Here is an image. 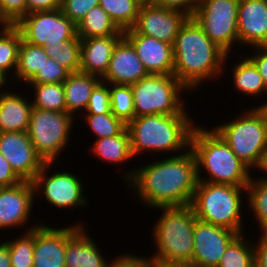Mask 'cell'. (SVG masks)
Here are the masks:
<instances>
[{
    "mask_svg": "<svg viewBox=\"0 0 267 267\" xmlns=\"http://www.w3.org/2000/svg\"><path fill=\"white\" fill-rule=\"evenodd\" d=\"M124 170V182L136 199L150 209L190 205L198 183L193 151L157 159L139 168Z\"/></svg>",
    "mask_w": 267,
    "mask_h": 267,
    "instance_id": "6da1fadb",
    "label": "cell"
},
{
    "mask_svg": "<svg viewBox=\"0 0 267 267\" xmlns=\"http://www.w3.org/2000/svg\"><path fill=\"white\" fill-rule=\"evenodd\" d=\"M173 56V75L192 92L200 90L207 80L215 81L224 72L227 74L225 65L232 57L211 41L193 17L180 28L173 44Z\"/></svg>",
    "mask_w": 267,
    "mask_h": 267,
    "instance_id": "7a4b0ae2",
    "label": "cell"
},
{
    "mask_svg": "<svg viewBox=\"0 0 267 267\" xmlns=\"http://www.w3.org/2000/svg\"><path fill=\"white\" fill-rule=\"evenodd\" d=\"M196 122L189 115L155 114L135 117L127 125L134 159L145 152L154 155L157 152L164 153L168 156L170 153L173 156L187 151Z\"/></svg>",
    "mask_w": 267,
    "mask_h": 267,
    "instance_id": "3957f363",
    "label": "cell"
},
{
    "mask_svg": "<svg viewBox=\"0 0 267 267\" xmlns=\"http://www.w3.org/2000/svg\"><path fill=\"white\" fill-rule=\"evenodd\" d=\"M200 126L194 127L190 138V148L197 162L198 181L247 186L251 170L213 129ZM202 171L208 175L204 177Z\"/></svg>",
    "mask_w": 267,
    "mask_h": 267,
    "instance_id": "277c9868",
    "label": "cell"
},
{
    "mask_svg": "<svg viewBox=\"0 0 267 267\" xmlns=\"http://www.w3.org/2000/svg\"><path fill=\"white\" fill-rule=\"evenodd\" d=\"M160 211L154 222L152 238L156 252L151 255L170 262L189 263L194 249V226L197 220L191 205L158 207Z\"/></svg>",
    "mask_w": 267,
    "mask_h": 267,
    "instance_id": "5b68a950",
    "label": "cell"
},
{
    "mask_svg": "<svg viewBox=\"0 0 267 267\" xmlns=\"http://www.w3.org/2000/svg\"><path fill=\"white\" fill-rule=\"evenodd\" d=\"M246 187L198 181L190 204L196 218L231 229L238 234L245 233V226H242V210L245 207L242 206L246 203Z\"/></svg>",
    "mask_w": 267,
    "mask_h": 267,
    "instance_id": "8992f818",
    "label": "cell"
},
{
    "mask_svg": "<svg viewBox=\"0 0 267 267\" xmlns=\"http://www.w3.org/2000/svg\"><path fill=\"white\" fill-rule=\"evenodd\" d=\"M214 126L213 130L251 171L259 169L267 153V124L254 106Z\"/></svg>",
    "mask_w": 267,
    "mask_h": 267,
    "instance_id": "52a82bcc",
    "label": "cell"
},
{
    "mask_svg": "<svg viewBox=\"0 0 267 267\" xmlns=\"http://www.w3.org/2000/svg\"><path fill=\"white\" fill-rule=\"evenodd\" d=\"M131 90L135 117L155 114L189 115L182 94L191 92L173 74H149L131 85Z\"/></svg>",
    "mask_w": 267,
    "mask_h": 267,
    "instance_id": "ba28073f",
    "label": "cell"
},
{
    "mask_svg": "<svg viewBox=\"0 0 267 267\" xmlns=\"http://www.w3.org/2000/svg\"><path fill=\"white\" fill-rule=\"evenodd\" d=\"M67 112L32 107L27 133L36 152L45 162H56L68 147L74 120Z\"/></svg>",
    "mask_w": 267,
    "mask_h": 267,
    "instance_id": "9c48e42d",
    "label": "cell"
},
{
    "mask_svg": "<svg viewBox=\"0 0 267 267\" xmlns=\"http://www.w3.org/2000/svg\"><path fill=\"white\" fill-rule=\"evenodd\" d=\"M240 0H200L192 17L204 33L227 54L238 38V7ZM231 50V51H230Z\"/></svg>",
    "mask_w": 267,
    "mask_h": 267,
    "instance_id": "30bf717a",
    "label": "cell"
},
{
    "mask_svg": "<svg viewBox=\"0 0 267 267\" xmlns=\"http://www.w3.org/2000/svg\"><path fill=\"white\" fill-rule=\"evenodd\" d=\"M53 165L54 162H46L32 181L35 198L36 194L42 195L46 203L60 211L64 208L75 210L87 206L90 201L84 194V180H81L80 175L73 171L68 172L67 169L66 171L54 170L52 174L51 172L48 174L51 171L50 168L54 169Z\"/></svg>",
    "mask_w": 267,
    "mask_h": 267,
    "instance_id": "8fae6325",
    "label": "cell"
},
{
    "mask_svg": "<svg viewBox=\"0 0 267 267\" xmlns=\"http://www.w3.org/2000/svg\"><path fill=\"white\" fill-rule=\"evenodd\" d=\"M15 26L22 40L44 48L64 40L80 39L76 24L63 14L61 8L26 14Z\"/></svg>",
    "mask_w": 267,
    "mask_h": 267,
    "instance_id": "7c38bea8",
    "label": "cell"
},
{
    "mask_svg": "<svg viewBox=\"0 0 267 267\" xmlns=\"http://www.w3.org/2000/svg\"><path fill=\"white\" fill-rule=\"evenodd\" d=\"M190 16L183 11L142 3L136 21L124 33H138L173 45L182 25Z\"/></svg>",
    "mask_w": 267,
    "mask_h": 267,
    "instance_id": "4fadbf2b",
    "label": "cell"
},
{
    "mask_svg": "<svg viewBox=\"0 0 267 267\" xmlns=\"http://www.w3.org/2000/svg\"><path fill=\"white\" fill-rule=\"evenodd\" d=\"M237 235L238 233L231 229L197 219L190 264L193 267H217L227 246Z\"/></svg>",
    "mask_w": 267,
    "mask_h": 267,
    "instance_id": "5bb4252c",
    "label": "cell"
},
{
    "mask_svg": "<svg viewBox=\"0 0 267 267\" xmlns=\"http://www.w3.org/2000/svg\"><path fill=\"white\" fill-rule=\"evenodd\" d=\"M0 153L22 181L32 182L46 163L27 132H0Z\"/></svg>",
    "mask_w": 267,
    "mask_h": 267,
    "instance_id": "9a60e30c",
    "label": "cell"
},
{
    "mask_svg": "<svg viewBox=\"0 0 267 267\" xmlns=\"http://www.w3.org/2000/svg\"><path fill=\"white\" fill-rule=\"evenodd\" d=\"M34 198V187L30 181L0 187V230L23 228L31 217Z\"/></svg>",
    "mask_w": 267,
    "mask_h": 267,
    "instance_id": "2e32d148",
    "label": "cell"
},
{
    "mask_svg": "<svg viewBox=\"0 0 267 267\" xmlns=\"http://www.w3.org/2000/svg\"><path fill=\"white\" fill-rule=\"evenodd\" d=\"M84 223L80 222L67 226V244L65 252L66 267H110L97 242L89 236ZM101 251V252H100Z\"/></svg>",
    "mask_w": 267,
    "mask_h": 267,
    "instance_id": "e0dca14e",
    "label": "cell"
},
{
    "mask_svg": "<svg viewBox=\"0 0 267 267\" xmlns=\"http://www.w3.org/2000/svg\"><path fill=\"white\" fill-rule=\"evenodd\" d=\"M149 75L132 43L123 36L116 44L108 69L101 78L107 84L133 85Z\"/></svg>",
    "mask_w": 267,
    "mask_h": 267,
    "instance_id": "ac0fdd59",
    "label": "cell"
},
{
    "mask_svg": "<svg viewBox=\"0 0 267 267\" xmlns=\"http://www.w3.org/2000/svg\"><path fill=\"white\" fill-rule=\"evenodd\" d=\"M239 46L267 44V0H240L238 7ZM249 47V48H248Z\"/></svg>",
    "mask_w": 267,
    "mask_h": 267,
    "instance_id": "d6986e66",
    "label": "cell"
},
{
    "mask_svg": "<svg viewBox=\"0 0 267 267\" xmlns=\"http://www.w3.org/2000/svg\"><path fill=\"white\" fill-rule=\"evenodd\" d=\"M39 223L34 228V267H66L67 227H51L42 221Z\"/></svg>",
    "mask_w": 267,
    "mask_h": 267,
    "instance_id": "ffe728a7",
    "label": "cell"
},
{
    "mask_svg": "<svg viewBox=\"0 0 267 267\" xmlns=\"http://www.w3.org/2000/svg\"><path fill=\"white\" fill-rule=\"evenodd\" d=\"M124 36L134 46L149 74H173V45L138 33H124Z\"/></svg>",
    "mask_w": 267,
    "mask_h": 267,
    "instance_id": "44dd1931",
    "label": "cell"
},
{
    "mask_svg": "<svg viewBox=\"0 0 267 267\" xmlns=\"http://www.w3.org/2000/svg\"><path fill=\"white\" fill-rule=\"evenodd\" d=\"M123 36L82 39L79 71L102 78L108 69L113 50Z\"/></svg>",
    "mask_w": 267,
    "mask_h": 267,
    "instance_id": "7402d4cb",
    "label": "cell"
},
{
    "mask_svg": "<svg viewBox=\"0 0 267 267\" xmlns=\"http://www.w3.org/2000/svg\"><path fill=\"white\" fill-rule=\"evenodd\" d=\"M8 89L0 94V132H27L33 107L30 99Z\"/></svg>",
    "mask_w": 267,
    "mask_h": 267,
    "instance_id": "603a6c76",
    "label": "cell"
},
{
    "mask_svg": "<svg viewBox=\"0 0 267 267\" xmlns=\"http://www.w3.org/2000/svg\"><path fill=\"white\" fill-rule=\"evenodd\" d=\"M101 78L81 71L70 73L63 82L66 112L73 117L85 112L92 91L101 82ZM81 113H80V112Z\"/></svg>",
    "mask_w": 267,
    "mask_h": 267,
    "instance_id": "cb8c5ba5",
    "label": "cell"
},
{
    "mask_svg": "<svg viewBox=\"0 0 267 267\" xmlns=\"http://www.w3.org/2000/svg\"><path fill=\"white\" fill-rule=\"evenodd\" d=\"M94 156L108 163L125 164L134 157L131 152L130 134L127 127L117 136L99 138L91 146Z\"/></svg>",
    "mask_w": 267,
    "mask_h": 267,
    "instance_id": "d4e9b609",
    "label": "cell"
},
{
    "mask_svg": "<svg viewBox=\"0 0 267 267\" xmlns=\"http://www.w3.org/2000/svg\"><path fill=\"white\" fill-rule=\"evenodd\" d=\"M245 54H240V61L232 65V81L234 90L241 94L251 97L263 96L267 94V88L264 85L263 78L255 65L247 58ZM237 63V64H236Z\"/></svg>",
    "mask_w": 267,
    "mask_h": 267,
    "instance_id": "484cf974",
    "label": "cell"
},
{
    "mask_svg": "<svg viewBox=\"0 0 267 267\" xmlns=\"http://www.w3.org/2000/svg\"><path fill=\"white\" fill-rule=\"evenodd\" d=\"M76 26L77 36L81 40L91 37L124 35V32L116 26L100 5L93 7Z\"/></svg>",
    "mask_w": 267,
    "mask_h": 267,
    "instance_id": "4316f807",
    "label": "cell"
},
{
    "mask_svg": "<svg viewBox=\"0 0 267 267\" xmlns=\"http://www.w3.org/2000/svg\"><path fill=\"white\" fill-rule=\"evenodd\" d=\"M49 59L45 48L21 40L14 81L25 85L38 73L45 61Z\"/></svg>",
    "mask_w": 267,
    "mask_h": 267,
    "instance_id": "83f0119b",
    "label": "cell"
},
{
    "mask_svg": "<svg viewBox=\"0 0 267 267\" xmlns=\"http://www.w3.org/2000/svg\"><path fill=\"white\" fill-rule=\"evenodd\" d=\"M21 40V33L15 25L0 24V71L12 76L11 80L16 73Z\"/></svg>",
    "mask_w": 267,
    "mask_h": 267,
    "instance_id": "f1b7e54d",
    "label": "cell"
},
{
    "mask_svg": "<svg viewBox=\"0 0 267 267\" xmlns=\"http://www.w3.org/2000/svg\"><path fill=\"white\" fill-rule=\"evenodd\" d=\"M33 90L31 104L34 108L66 112L65 91L63 83H27ZM34 97V99H33Z\"/></svg>",
    "mask_w": 267,
    "mask_h": 267,
    "instance_id": "f546056e",
    "label": "cell"
},
{
    "mask_svg": "<svg viewBox=\"0 0 267 267\" xmlns=\"http://www.w3.org/2000/svg\"><path fill=\"white\" fill-rule=\"evenodd\" d=\"M246 204L250 211L254 213V218L259 227L258 231L267 229V180L261 176L253 178L246 187Z\"/></svg>",
    "mask_w": 267,
    "mask_h": 267,
    "instance_id": "4dcf8cb0",
    "label": "cell"
},
{
    "mask_svg": "<svg viewBox=\"0 0 267 267\" xmlns=\"http://www.w3.org/2000/svg\"><path fill=\"white\" fill-rule=\"evenodd\" d=\"M249 239L244 233L238 234L227 246L217 267H254V244Z\"/></svg>",
    "mask_w": 267,
    "mask_h": 267,
    "instance_id": "1f68e13d",
    "label": "cell"
},
{
    "mask_svg": "<svg viewBox=\"0 0 267 267\" xmlns=\"http://www.w3.org/2000/svg\"><path fill=\"white\" fill-rule=\"evenodd\" d=\"M141 4L140 0H99V5L123 32L134 25Z\"/></svg>",
    "mask_w": 267,
    "mask_h": 267,
    "instance_id": "d6a6232c",
    "label": "cell"
},
{
    "mask_svg": "<svg viewBox=\"0 0 267 267\" xmlns=\"http://www.w3.org/2000/svg\"><path fill=\"white\" fill-rule=\"evenodd\" d=\"M40 224L36 222L33 226L25 228V232L13 240H5L9 249L11 267H34V228Z\"/></svg>",
    "mask_w": 267,
    "mask_h": 267,
    "instance_id": "836d02e7",
    "label": "cell"
},
{
    "mask_svg": "<svg viewBox=\"0 0 267 267\" xmlns=\"http://www.w3.org/2000/svg\"><path fill=\"white\" fill-rule=\"evenodd\" d=\"M45 51L49 58L54 59L70 73L80 70L81 39L64 40L60 44L46 47Z\"/></svg>",
    "mask_w": 267,
    "mask_h": 267,
    "instance_id": "e575fe53",
    "label": "cell"
},
{
    "mask_svg": "<svg viewBox=\"0 0 267 267\" xmlns=\"http://www.w3.org/2000/svg\"><path fill=\"white\" fill-rule=\"evenodd\" d=\"M112 114L128 125L135 118L133 93L130 85L109 84Z\"/></svg>",
    "mask_w": 267,
    "mask_h": 267,
    "instance_id": "d590c367",
    "label": "cell"
},
{
    "mask_svg": "<svg viewBox=\"0 0 267 267\" xmlns=\"http://www.w3.org/2000/svg\"><path fill=\"white\" fill-rule=\"evenodd\" d=\"M85 116L87 127L89 126L91 132L95 134V139L117 136L127 127L112 113L85 114Z\"/></svg>",
    "mask_w": 267,
    "mask_h": 267,
    "instance_id": "8d00e7d4",
    "label": "cell"
},
{
    "mask_svg": "<svg viewBox=\"0 0 267 267\" xmlns=\"http://www.w3.org/2000/svg\"><path fill=\"white\" fill-rule=\"evenodd\" d=\"M69 75L70 72L67 69L49 58L28 83H63Z\"/></svg>",
    "mask_w": 267,
    "mask_h": 267,
    "instance_id": "74e56055",
    "label": "cell"
},
{
    "mask_svg": "<svg viewBox=\"0 0 267 267\" xmlns=\"http://www.w3.org/2000/svg\"><path fill=\"white\" fill-rule=\"evenodd\" d=\"M111 112L109 84L100 82L92 91L83 114H104Z\"/></svg>",
    "mask_w": 267,
    "mask_h": 267,
    "instance_id": "f35d334b",
    "label": "cell"
},
{
    "mask_svg": "<svg viewBox=\"0 0 267 267\" xmlns=\"http://www.w3.org/2000/svg\"><path fill=\"white\" fill-rule=\"evenodd\" d=\"M26 14V0H0V24L15 25Z\"/></svg>",
    "mask_w": 267,
    "mask_h": 267,
    "instance_id": "ab89813d",
    "label": "cell"
},
{
    "mask_svg": "<svg viewBox=\"0 0 267 267\" xmlns=\"http://www.w3.org/2000/svg\"><path fill=\"white\" fill-rule=\"evenodd\" d=\"M99 0H61V10L76 25L93 8Z\"/></svg>",
    "mask_w": 267,
    "mask_h": 267,
    "instance_id": "60d3db41",
    "label": "cell"
},
{
    "mask_svg": "<svg viewBox=\"0 0 267 267\" xmlns=\"http://www.w3.org/2000/svg\"><path fill=\"white\" fill-rule=\"evenodd\" d=\"M250 49H254V52L250 50L251 56L248 54L247 58L255 65L267 88V47L255 46Z\"/></svg>",
    "mask_w": 267,
    "mask_h": 267,
    "instance_id": "b9f144b4",
    "label": "cell"
},
{
    "mask_svg": "<svg viewBox=\"0 0 267 267\" xmlns=\"http://www.w3.org/2000/svg\"><path fill=\"white\" fill-rule=\"evenodd\" d=\"M151 3L164 8L183 11L192 17L200 0H153Z\"/></svg>",
    "mask_w": 267,
    "mask_h": 267,
    "instance_id": "7bdbcfd3",
    "label": "cell"
},
{
    "mask_svg": "<svg viewBox=\"0 0 267 267\" xmlns=\"http://www.w3.org/2000/svg\"><path fill=\"white\" fill-rule=\"evenodd\" d=\"M135 255H118L112 260L110 267H151V263L144 256Z\"/></svg>",
    "mask_w": 267,
    "mask_h": 267,
    "instance_id": "ee69618b",
    "label": "cell"
},
{
    "mask_svg": "<svg viewBox=\"0 0 267 267\" xmlns=\"http://www.w3.org/2000/svg\"><path fill=\"white\" fill-rule=\"evenodd\" d=\"M260 233L258 241L253 242L254 267H267V229L261 230Z\"/></svg>",
    "mask_w": 267,
    "mask_h": 267,
    "instance_id": "f6af8a7d",
    "label": "cell"
},
{
    "mask_svg": "<svg viewBox=\"0 0 267 267\" xmlns=\"http://www.w3.org/2000/svg\"><path fill=\"white\" fill-rule=\"evenodd\" d=\"M21 181L11 168L8 160L0 153V187L14 186Z\"/></svg>",
    "mask_w": 267,
    "mask_h": 267,
    "instance_id": "bcb514c9",
    "label": "cell"
},
{
    "mask_svg": "<svg viewBox=\"0 0 267 267\" xmlns=\"http://www.w3.org/2000/svg\"><path fill=\"white\" fill-rule=\"evenodd\" d=\"M27 14L37 11H52L61 8V0H26Z\"/></svg>",
    "mask_w": 267,
    "mask_h": 267,
    "instance_id": "7dc6e473",
    "label": "cell"
},
{
    "mask_svg": "<svg viewBox=\"0 0 267 267\" xmlns=\"http://www.w3.org/2000/svg\"><path fill=\"white\" fill-rule=\"evenodd\" d=\"M150 263L151 267H193L189 263L170 262L157 259L153 256H144Z\"/></svg>",
    "mask_w": 267,
    "mask_h": 267,
    "instance_id": "c3c4849f",
    "label": "cell"
},
{
    "mask_svg": "<svg viewBox=\"0 0 267 267\" xmlns=\"http://www.w3.org/2000/svg\"><path fill=\"white\" fill-rule=\"evenodd\" d=\"M0 267H11L9 249L3 240L0 243Z\"/></svg>",
    "mask_w": 267,
    "mask_h": 267,
    "instance_id": "681fc988",
    "label": "cell"
},
{
    "mask_svg": "<svg viewBox=\"0 0 267 267\" xmlns=\"http://www.w3.org/2000/svg\"><path fill=\"white\" fill-rule=\"evenodd\" d=\"M9 78V79H8ZM11 78L7 77L4 73L0 71V94L7 90V84H12L13 82H10ZM9 81V83H8ZM6 87V88H5ZM5 89V90H4Z\"/></svg>",
    "mask_w": 267,
    "mask_h": 267,
    "instance_id": "f907efd6",
    "label": "cell"
},
{
    "mask_svg": "<svg viewBox=\"0 0 267 267\" xmlns=\"http://www.w3.org/2000/svg\"><path fill=\"white\" fill-rule=\"evenodd\" d=\"M255 109L263 116L264 122L267 124V102L254 106Z\"/></svg>",
    "mask_w": 267,
    "mask_h": 267,
    "instance_id": "816d5d0a",
    "label": "cell"
},
{
    "mask_svg": "<svg viewBox=\"0 0 267 267\" xmlns=\"http://www.w3.org/2000/svg\"><path fill=\"white\" fill-rule=\"evenodd\" d=\"M260 171H263L262 172V175L263 174H266L267 175V153L265 154V156H264V158L262 160V163H261V165H260V167L258 169V172L259 173H261ZM266 175H264V177L261 176V178L267 180V176Z\"/></svg>",
    "mask_w": 267,
    "mask_h": 267,
    "instance_id": "f5cc1de1",
    "label": "cell"
},
{
    "mask_svg": "<svg viewBox=\"0 0 267 267\" xmlns=\"http://www.w3.org/2000/svg\"><path fill=\"white\" fill-rule=\"evenodd\" d=\"M142 3H150L152 2L153 0H140Z\"/></svg>",
    "mask_w": 267,
    "mask_h": 267,
    "instance_id": "db71d44e",
    "label": "cell"
}]
</instances>
